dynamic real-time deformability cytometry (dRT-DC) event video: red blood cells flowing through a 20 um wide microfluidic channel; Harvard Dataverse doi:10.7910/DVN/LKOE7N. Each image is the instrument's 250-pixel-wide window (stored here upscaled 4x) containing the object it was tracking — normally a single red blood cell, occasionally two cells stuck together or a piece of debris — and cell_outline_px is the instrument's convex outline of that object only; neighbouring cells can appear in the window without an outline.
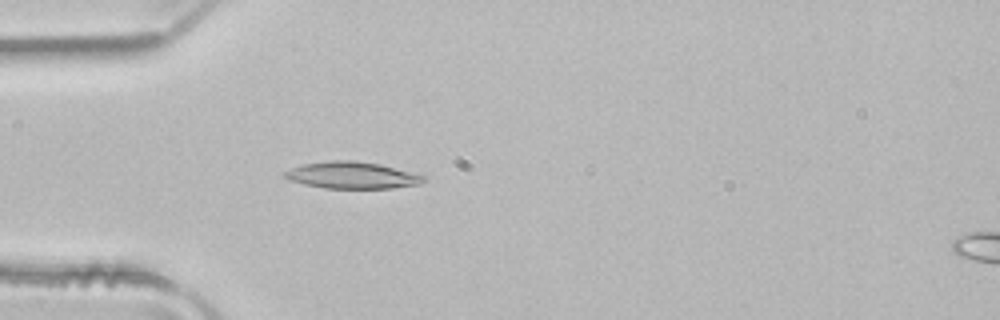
{"species": "common noctule bat (a hibernating species)", "species_latin": "Nyctalus noctula", "temperature_condition": "room temperature", "stored_images_in_passage": 51, "camera_frame_rate_fps": 3000, "um_per_image_px": 0.085, "animal": {"sex": "male", "body_mass_g": 21.5, "forearm_length_mm": 52.0}, "frame": {"image": 1, "passage_image": 15, "time_ms": 4.667, "image_size_px": [1000, 320], "cell_outline_px": [[424, 180], [420, 184], [392, 188], [324, 188], [304, 184], [288, 180], [284, 176], [284, 172], [292, 168], [304, 164], [332, 160], [352, 160], [380, 164], [424, 176]], "centroid_in_image_um": [29.89, 14.9], "position_along_channel_um": 55.1, "area_um2": 21.39}}
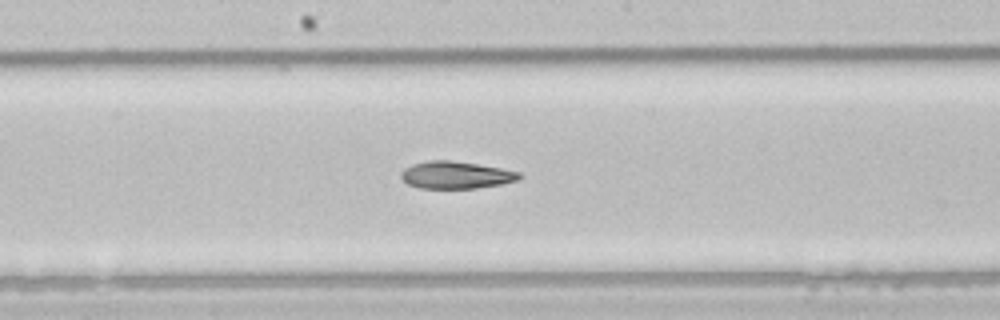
{"frame": {"image": 2, "passage_image": 27, "time_ms": 8.667, "image_size_px": [1000, 320], "cell_outline_px": [[524, 176], [520, 180], [504, 184], [476, 188], [420, 188], [408, 184], [400, 176], [400, 172], [404, 168], [412, 164], [428, 160], [448, 160], [476, 164], [500, 168], [520, 172]], "centroid_in_image_um": [38.78, 14.88], "position_along_channel_um": 209.4, "area_um2": 18.9}}
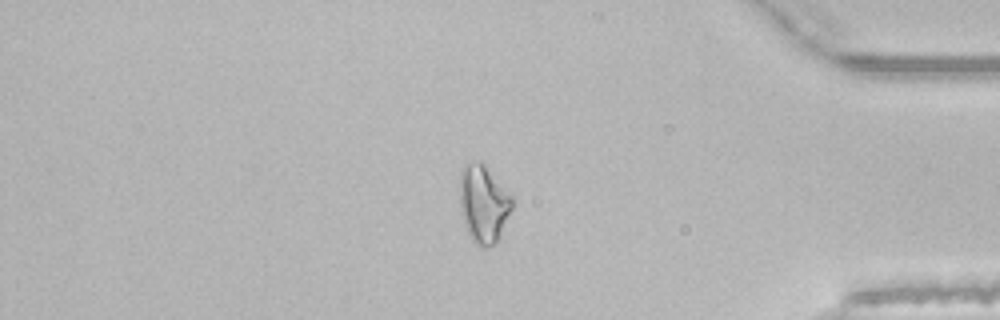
{"frame": {"image": 3, "passage_image": 43, "time_ms": 14.0, "image_size_px": [1000, 320], "cell_outline_px": [[512, 208], [496, 240], [488, 248], [480, 248], [472, 240], [468, 232], [460, 208], [460, 172], [472, 160], [480, 160], [484, 164], [512, 196]], "centroid_in_image_um": [41.08, 17.3], "position_along_channel_um": 394.1, "area_um2": 23.24}, "authors_computed_cell_mechanics": {"area_um2": 20.9814, "velocity_mm_per_s": 4.0147, "shape_relaxation_time_tau1_ms": 9.1971, "shape_relaxation_time_tau2_ms": null, "deformation_change_tau1": 0.2139, "deformation_change_tau2": null}}